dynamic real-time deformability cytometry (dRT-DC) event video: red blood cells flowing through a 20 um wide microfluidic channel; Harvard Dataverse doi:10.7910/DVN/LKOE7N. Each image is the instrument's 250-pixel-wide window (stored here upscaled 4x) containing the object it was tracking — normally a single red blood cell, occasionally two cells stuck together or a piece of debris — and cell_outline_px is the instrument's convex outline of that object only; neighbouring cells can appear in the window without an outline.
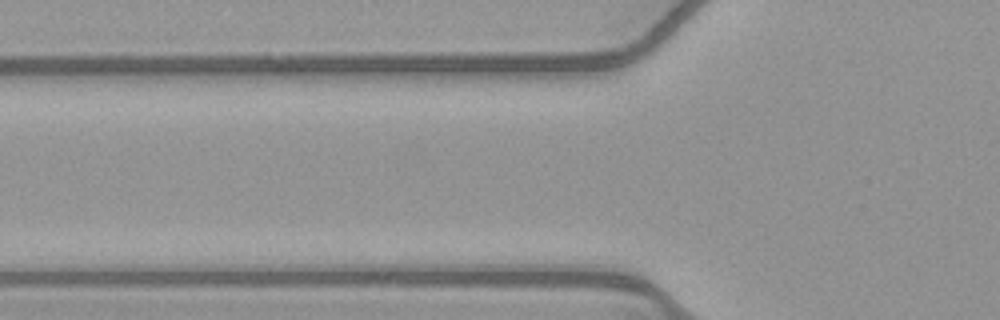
{"species": "common noctule bat (a hibernating species)", "species_latin": "Nyctalus noctula", "temperature_condition": "warm", "stored_images_in_passage": 3, "camera_frame_rate_fps": 3000, "um_per_image_px": 0.085, "animal": {"sex": "female", "body_mass_g": 21.9}, "frame": {"image": 1, "passage_image": 3, "time_ms": 0.667, "image_size_px": [1000, 320], "cell_outline_px": [[656, 292], [652, 296], [452, 284], [452, 280], [620, 276]], "centroid_in_image_um": [48.27, 24.2], "position_along_channel_um": 77.5, "area_um2": 16.24}}